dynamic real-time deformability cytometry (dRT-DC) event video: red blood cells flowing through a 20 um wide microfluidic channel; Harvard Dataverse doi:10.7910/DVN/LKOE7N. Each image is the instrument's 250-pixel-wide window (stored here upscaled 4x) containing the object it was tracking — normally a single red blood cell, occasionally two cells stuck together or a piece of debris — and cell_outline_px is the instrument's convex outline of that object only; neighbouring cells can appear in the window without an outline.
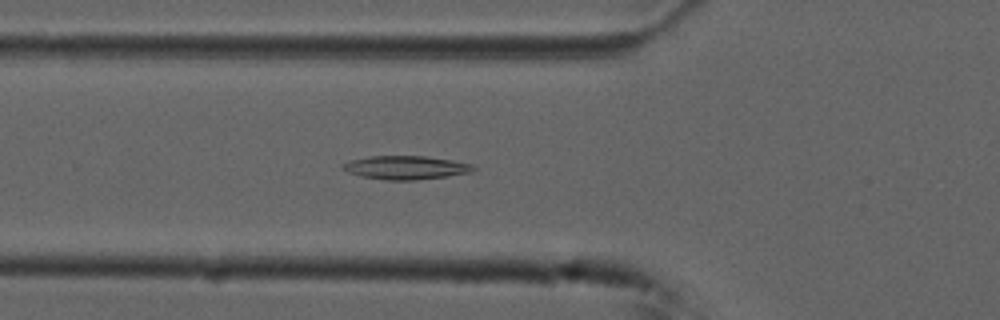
{"species": "common noctule bat (a hibernating species)", "species_latin": "Nyctalus noctula", "temperature_condition": "cold", "stored_images_in_passage": 42, "camera_frame_rate_fps": 3000, "um_per_image_px": 0.085, "animal": {"sex": "male", "forearm_length_mm": 52.5}, "frame": {"image": 1, "passage_image": 7, "time_ms": 2.0, "image_size_px": [1000, 320], "cell_outline_px": [[476, 168], [472, 172], [448, 176], [416, 180], [384, 180], [364, 176], [348, 172], [340, 168], [340, 164], [352, 160], [368, 156], [424, 156], [452, 160], [472, 164]], "centroid_in_image_um": [34.49, 14.24], "position_along_channel_um": 91.3, "area_um2": 17.92}}
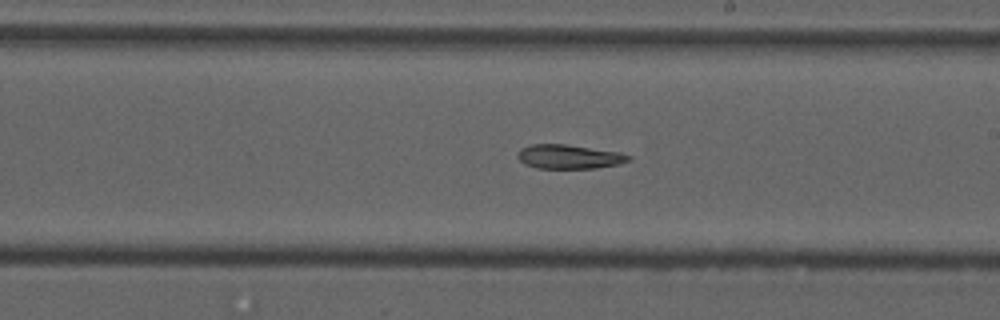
{"frame": {"image": 2, "passage_image": 19, "time_ms": 6.0, "image_size_px": [1000, 320], "cell_outline_px": [[632, 160], [620, 164], [596, 168], [536, 168], [524, 164], [516, 156], [520, 148], [532, 144], [564, 144], [620, 152], [632, 156]], "centroid_in_image_um": [48.38, 13.32], "position_along_channel_um": 240.6, "area_um2": 15.72}}
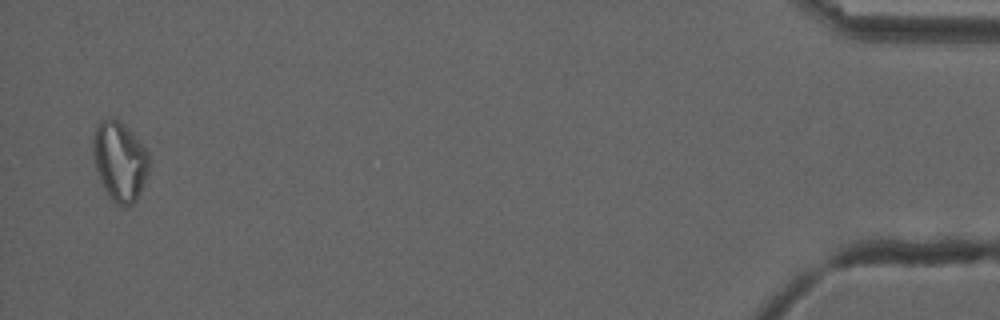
{"frame": {"image": 3, "passage_image": 41, "time_ms": 13.333, "image_size_px": [1000, 320], "cell_outline_px": [[148, 172], [140, 192], [136, 200], [132, 204], [116, 204], [108, 196], [100, 180], [96, 168], [92, 152], [92, 136], [96, 124], [100, 120], [112, 116], [120, 120], [148, 152]], "centroid_in_image_um": [10.13, 13.65], "position_along_channel_um": 425.1, "area_um2": 25.84}}